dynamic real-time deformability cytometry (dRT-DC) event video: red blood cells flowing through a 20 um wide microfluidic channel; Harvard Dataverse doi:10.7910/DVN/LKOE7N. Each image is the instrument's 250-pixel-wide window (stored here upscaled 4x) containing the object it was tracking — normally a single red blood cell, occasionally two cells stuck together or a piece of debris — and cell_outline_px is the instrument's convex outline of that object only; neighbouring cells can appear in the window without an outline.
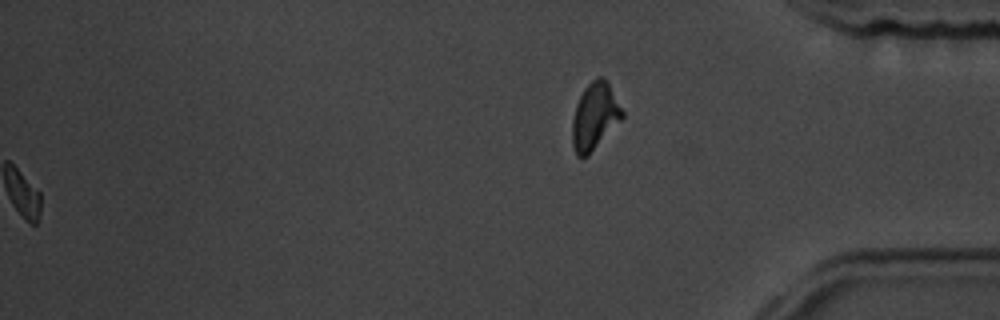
{"species": "common noctule bat (a hibernating species)", "species_latin": "Nyctalus noctula", "temperature_condition": "room temperature", "stored_images_in_passage": 60, "segment_of_instrument_passage": [2, 2], "camera_frame_rate_fps": 3000, "um_per_image_px": 0.085, "animal": {"sex": "male", "body_mass_g": 19.5, "forearm_length_mm": 54.6}, "frame": {"image": 1, "passage_image": 60, "time_ms": 19.667, "image_size_px": [1000, 320], "cell_outline_px": [[624, 116], [588, 156], [576, 156], [572, 144], [572, 120], [576, 104], [584, 88], [596, 76], [604, 76], [624, 112]], "centroid_in_image_um": [50.54, 9.87], "position_along_channel_um": 384.7, "area_um2": 19.36}}